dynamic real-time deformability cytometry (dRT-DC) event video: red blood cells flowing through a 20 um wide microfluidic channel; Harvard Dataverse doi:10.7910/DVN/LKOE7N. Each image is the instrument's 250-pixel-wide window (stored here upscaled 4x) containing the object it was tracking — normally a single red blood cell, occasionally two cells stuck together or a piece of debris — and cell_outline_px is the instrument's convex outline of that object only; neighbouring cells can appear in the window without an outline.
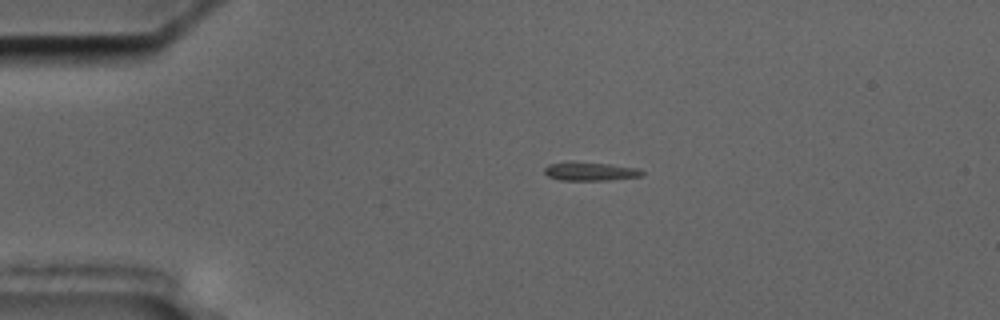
{"species": "common noctule bat (a hibernating species)", "species_latin": "Nyctalus noctula", "temperature_condition": "cold", "stored_images_in_passage": 56, "camera_frame_rate_fps": 3000, "um_per_image_px": 0.085, "animal": {"sex": "male", "body_mass_g": 17.5, "forearm_length_mm": 52.3}, "frame": {"image": 1, "passage_image": 12, "time_ms": 3.667, "image_size_px": [1000, 320], "cell_outline_px": [[644, 176], [608, 180], [560, 180], [548, 176], [544, 172], [544, 168], [548, 164], [568, 160], [572, 160], [608, 164], [636, 168], [644, 172]], "centroid_in_image_um": [50.11, 14.55], "position_along_channel_um": 34.9, "area_um2": 10.81}}
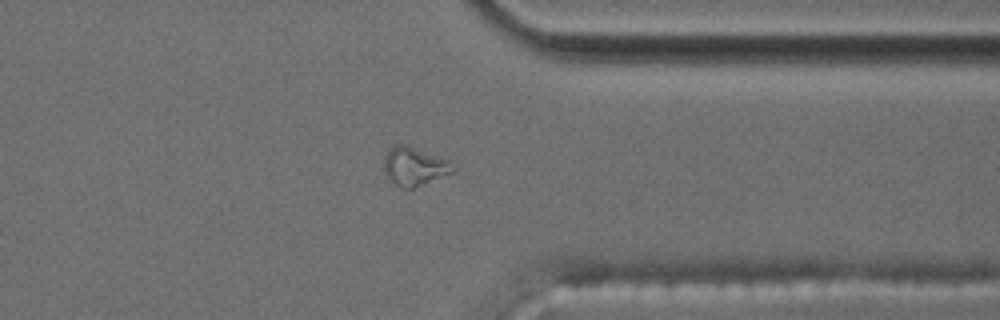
{"frame": {"image": 2, "passage_image": 44, "time_ms": 14.333, "image_size_px": [1000, 320], "cell_outline_px": [[456, 168], [452, 172], [412, 188], [400, 188], [388, 180], [384, 172], [384, 156], [396, 144], [408, 144], [448, 160]], "centroid_in_image_um": [35.18, 14.13], "position_along_channel_um": 376.2, "area_um2": 15.37}}
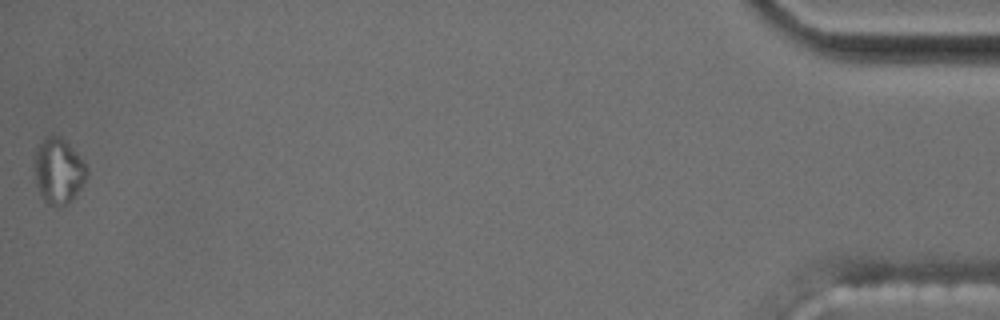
{"frame": {"image": 3, "passage_image": 56, "time_ms": 18.333, "image_size_px": [1000, 320], "cell_outline_px": [[88, 172], [80, 188], [68, 204], [48, 204], [44, 200], [36, 184], [36, 148], [44, 136], [60, 136], [84, 160], [88, 168]], "centroid_in_image_um": [4.99, 14.49], "position_along_channel_um": 430.2, "area_um2": 19.48}, "authors_computed_cell_mechanics": {"area_um2": 10.4329, "velocity_mm_per_s": 3.6094, "shape_relaxation_time_tau1_ms": null, "shape_relaxation_time_tau2_ms": 4.6417, "deformation_change_tau1": null, "deformation_change_tau2": 0.1648}}